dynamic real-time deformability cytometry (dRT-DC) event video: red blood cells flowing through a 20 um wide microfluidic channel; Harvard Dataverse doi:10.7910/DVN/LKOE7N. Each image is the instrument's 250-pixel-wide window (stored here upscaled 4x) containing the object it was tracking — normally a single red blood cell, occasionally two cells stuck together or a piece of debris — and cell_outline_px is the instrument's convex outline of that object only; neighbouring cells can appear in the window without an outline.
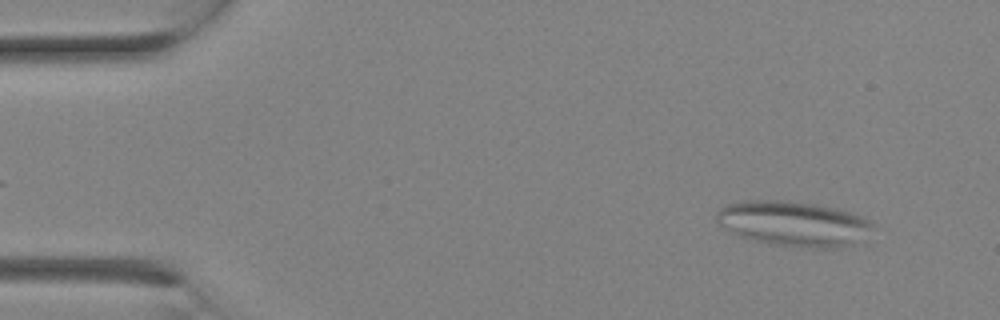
{"species": "Egyptian fruit bat (a non-hibernating species)", "species_latin": "Rousettus aegyptiacus", "temperature_condition": "room temperature", "stored_images_in_passage": 7, "camera_frame_rate_fps": 3000, "um_per_image_px": 0.085, "animal": {"sex": "female"}, "frame": {"image": 1, "passage_image": 2, "time_ms": 0.333, "image_size_px": [1000, 320], "cell_outline_px": [[872, 224], [852, 240], [844, 244], [832, 248], [820, 248], [776, 244], [756, 240], [740, 236], [724, 228], [716, 220], [716, 212], [724, 204], [740, 200], [784, 200], [816, 204], [840, 208], [860, 216], [868, 220]], "centroid_in_image_um": [67.27, 18.94], "position_along_channel_um": 17.7, "area_um2": 39.77}}